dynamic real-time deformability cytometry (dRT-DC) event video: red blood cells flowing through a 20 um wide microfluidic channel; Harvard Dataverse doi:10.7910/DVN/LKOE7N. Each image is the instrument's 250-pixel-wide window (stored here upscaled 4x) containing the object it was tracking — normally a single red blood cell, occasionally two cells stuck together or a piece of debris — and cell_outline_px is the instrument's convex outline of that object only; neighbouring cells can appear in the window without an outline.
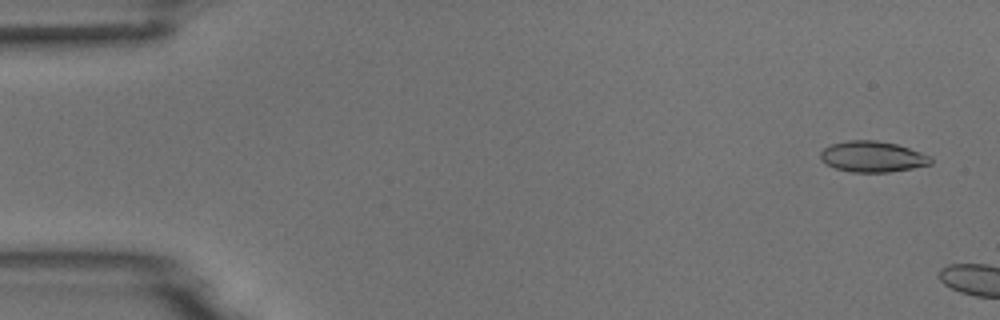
{"species": "common noctule bat (a hibernating species)", "species_latin": "Nyctalus noctula", "temperature_condition": "room temperature", "stored_images_in_passage": 3, "camera_frame_rate_fps": 3000, "um_per_image_px": 0.085, "animal": {"sex": "male", "body_mass_g": 18.8}, "frame": {"image": 1, "passage_image": 1, "time_ms": 0.0, "image_size_px": [1000, 320], "cell_outline_px": [[932, 164], [912, 168], [888, 172], [852, 172], [836, 168], [820, 160], [820, 152], [824, 148], [832, 144], [848, 140], [876, 140], [896, 144], [932, 156]], "centroid_in_image_um": [74.17, 13.31], "position_along_channel_um": 10.8, "area_um2": 19.77}}